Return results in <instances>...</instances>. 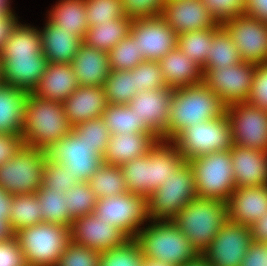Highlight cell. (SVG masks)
I'll list each match as a JSON object with an SVG mask.
<instances>
[{"label":"cell","mask_w":267,"mask_h":266,"mask_svg":"<svg viewBox=\"0 0 267 266\" xmlns=\"http://www.w3.org/2000/svg\"><path fill=\"white\" fill-rule=\"evenodd\" d=\"M226 108L203 82L173 89L165 141L172 142L186 127L225 115Z\"/></svg>","instance_id":"cell-1"},{"label":"cell","mask_w":267,"mask_h":266,"mask_svg":"<svg viewBox=\"0 0 267 266\" xmlns=\"http://www.w3.org/2000/svg\"><path fill=\"white\" fill-rule=\"evenodd\" d=\"M168 143L160 140L148 154L120 166L128 192L150 195L185 161L177 147Z\"/></svg>","instance_id":"cell-2"},{"label":"cell","mask_w":267,"mask_h":266,"mask_svg":"<svg viewBox=\"0 0 267 266\" xmlns=\"http://www.w3.org/2000/svg\"><path fill=\"white\" fill-rule=\"evenodd\" d=\"M62 102L45 100L27 94L21 138L24 145L47 151L54 143L71 133Z\"/></svg>","instance_id":"cell-3"},{"label":"cell","mask_w":267,"mask_h":266,"mask_svg":"<svg viewBox=\"0 0 267 266\" xmlns=\"http://www.w3.org/2000/svg\"><path fill=\"white\" fill-rule=\"evenodd\" d=\"M143 258L182 266L201 254L172 220H154L133 238Z\"/></svg>","instance_id":"cell-4"},{"label":"cell","mask_w":267,"mask_h":266,"mask_svg":"<svg viewBox=\"0 0 267 266\" xmlns=\"http://www.w3.org/2000/svg\"><path fill=\"white\" fill-rule=\"evenodd\" d=\"M227 220V205L217 199L191 200L172 221L201 254Z\"/></svg>","instance_id":"cell-5"},{"label":"cell","mask_w":267,"mask_h":266,"mask_svg":"<svg viewBox=\"0 0 267 266\" xmlns=\"http://www.w3.org/2000/svg\"><path fill=\"white\" fill-rule=\"evenodd\" d=\"M27 266H56L68 243L70 227L39 223L15 232Z\"/></svg>","instance_id":"cell-6"},{"label":"cell","mask_w":267,"mask_h":266,"mask_svg":"<svg viewBox=\"0 0 267 266\" xmlns=\"http://www.w3.org/2000/svg\"><path fill=\"white\" fill-rule=\"evenodd\" d=\"M198 198L227 202L237 188L230 150L216 151L189 160Z\"/></svg>","instance_id":"cell-7"},{"label":"cell","mask_w":267,"mask_h":266,"mask_svg":"<svg viewBox=\"0 0 267 266\" xmlns=\"http://www.w3.org/2000/svg\"><path fill=\"white\" fill-rule=\"evenodd\" d=\"M46 151L23 145L0 165V187L13 195L36 193L43 183Z\"/></svg>","instance_id":"cell-8"},{"label":"cell","mask_w":267,"mask_h":266,"mask_svg":"<svg viewBox=\"0 0 267 266\" xmlns=\"http://www.w3.org/2000/svg\"><path fill=\"white\" fill-rule=\"evenodd\" d=\"M196 197L193 169L189 161H184L162 186L148 195L150 219L172 220Z\"/></svg>","instance_id":"cell-9"},{"label":"cell","mask_w":267,"mask_h":266,"mask_svg":"<svg viewBox=\"0 0 267 266\" xmlns=\"http://www.w3.org/2000/svg\"><path fill=\"white\" fill-rule=\"evenodd\" d=\"M173 143L185 161L211 152L231 150L232 132L227 115L186 127Z\"/></svg>","instance_id":"cell-10"},{"label":"cell","mask_w":267,"mask_h":266,"mask_svg":"<svg viewBox=\"0 0 267 266\" xmlns=\"http://www.w3.org/2000/svg\"><path fill=\"white\" fill-rule=\"evenodd\" d=\"M93 214L97 219L110 222L131 239L142 229L139 226L150 219L148 196L126 192L100 198Z\"/></svg>","instance_id":"cell-11"},{"label":"cell","mask_w":267,"mask_h":266,"mask_svg":"<svg viewBox=\"0 0 267 266\" xmlns=\"http://www.w3.org/2000/svg\"><path fill=\"white\" fill-rule=\"evenodd\" d=\"M256 64L241 61L237 65L211 68L203 75V83L226 105L247 102Z\"/></svg>","instance_id":"cell-12"},{"label":"cell","mask_w":267,"mask_h":266,"mask_svg":"<svg viewBox=\"0 0 267 266\" xmlns=\"http://www.w3.org/2000/svg\"><path fill=\"white\" fill-rule=\"evenodd\" d=\"M47 159L68 167L80 182H88L103 164V157L91 146L80 140L72 130L71 133L54 143L46 151Z\"/></svg>","instance_id":"cell-13"},{"label":"cell","mask_w":267,"mask_h":266,"mask_svg":"<svg viewBox=\"0 0 267 266\" xmlns=\"http://www.w3.org/2000/svg\"><path fill=\"white\" fill-rule=\"evenodd\" d=\"M233 145L267 152V111L247 102L227 106Z\"/></svg>","instance_id":"cell-14"},{"label":"cell","mask_w":267,"mask_h":266,"mask_svg":"<svg viewBox=\"0 0 267 266\" xmlns=\"http://www.w3.org/2000/svg\"><path fill=\"white\" fill-rule=\"evenodd\" d=\"M252 242L249 226L227 219L201 255L211 266H240Z\"/></svg>","instance_id":"cell-15"},{"label":"cell","mask_w":267,"mask_h":266,"mask_svg":"<svg viewBox=\"0 0 267 266\" xmlns=\"http://www.w3.org/2000/svg\"><path fill=\"white\" fill-rule=\"evenodd\" d=\"M232 37L241 60L267 64V23L247 14L237 15L221 24Z\"/></svg>","instance_id":"cell-16"},{"label":"cell","mask_w":267,"mask_h":266,"mask_svg":"<svg viewBox=\"0 0 267 266\" xmlns=\"http://www.w3.org/2000/svg\"><path fill=\"white\" fill-rule=\"evenodd\" d=\"M130 34L145 60L159 61L177 47V33L161 16L134 19Z\"/></svg>","instance_id":"cell-17"},{"label":"cell","mask_w":267,"mask_h":266,"mask_svg":"<svg viewBox=\"0 0 267 266\" xmlns=\"http://www.w3.org/2000/svg\"><path fill=\"white\" fill-rule=\"evenodd\" d=\"M172 95L171 87L144 90L129 102L132 112L159 141H165Z\"/></svg>","instance_id":"cell-18"},{"label":"cell","mask_w":267,"mask_h":266,"mask_svg":"<svg viewBox=\"0 0 267 266\" xmlns=\"http://www.w3.org/2000/svg\"><path fill=\"white\" fill-rule=\"evenodd\" d=\"M70 234L72 242L99 252L121 246L129 239L119 228L97 219L93 213L73 220Z\"/></svg>","instance_id":"cell-19"},{"label":"cell","mask_w":267,"mask_h":266,"mask_svg":"<svg viewBox=\"0 0 267 266\" xmlns=\"http://www.w3.org/2000/svg\"><path fill=\"white\" fill-rule=\"evenodd\" d=\"M160 16L177 35L219 24L202 0H166Z\"/></svg>","instance_id":"cell-20"},{"label":"cell","mask_w":267,"mask_h":266,"mask_svg":"<svg viewBox=\"0 0 267 266\" xmlns=\"http://www.w3.org/2000/svg\"><path fill=\"white\" fill-rule=\"evenodd\" d=\"M2 83L32 93L45 73L48 59L43 52L38 55H13L0 57Z\"/></svg>","instance_id":"cell-21"},{"label":"cell","mask_w":267,"mask_h":266,"mask_svg":"<svg viewBox=\"0 0 267 266\" xmlns=\"http://www.w3.org/2000/svg\"><path fill=\"white\" fill-rule=\"evenodd\" d=\"M227 205V219L251 227L267 214V185L238 187Z\"/></svg>","instance_id":"cell-22"},{"label":"cell","mask_w":267,"mask_h":266,"mask_svg":"<svg viewBox=\"0 0 267 266\" xmlns=\"http://www.w3.org/2000/svg\"><path fill=\"white\" fill-rule=\"evenodd\" d=\"M230 153L237 188L267 185V152L233 145Z\"/></svg>","instance_id":"cell-23"},{"label":"cell","mask_w":267,"mask_h":266,"mask_svg":"<svg viewBox=\"0 0 267 266\" xmlns=\"http://www.w3.org/2000/svg\"><path fill=\"white\" fill-rule=\"evenodd\" d=\"M107 105L104 87L79 86L63 102L67 119L74 127L90 119L102 117Z\"/></svg>","instance_id":"cell-24"},{"label":"cell","mask_w":267,"mask_h":266,"mask_svg":"<svg viewBox=\"0 0 267 266\" xmlns=\"http://www.w3.org/2000/svg\"><path fill=\"white\" fill-rule=\"evenodd\" d=\"M158 142L159 140L152 133L111 135L103 156V163L121 166L148 154Z\"/></svg>","instance_id":"cell-25"},{"label":"cell","mask_w":267,"mask_h":266,"mask_svg":"<svg viewBox=\"0 0 267 266\" xmlns=\"http://www.w3.org/2000/svg\"><path fill=\"white\" fill-rule=\"evenodd\" d=\"M78 87L79 82L71 64L48 63L32 94L45 100L63 103Z\"/></svg>","instance_id":"cell-26"},{"label":"cell","mask_w":267,"mask_h":266,"mask_svg":"<svg viewBox=\"0 0 267 266\" xmlns=\"http://www.w3.org/2000/svg\"><path fill=\"white\" fill-rule=\"evenodd\" d=\"M79 86L103 87L111 70L106 51L92 48L85 43L71 62Z\"/></svg>","instance_id":"cell-27"},{"label":"cell","mask_w":267,"mask_h":266,"mask_svg":"<svg viewBox=\"0 0 267 266\" xmlns=\"http://www.w3.org/2000/svg\"><path fill=\"white\" fill-rule=\"evenodd\" d=\"M158 62L167 87L177 89L203 82L202 68L184 55L178 46Z\"/></svg>","instance_id":"cell-28"},{"label":"cell","mask_w":267,"mask_h":266,"mask_svg":"<svg viewBox=\"0 0 267 266\" xmlns=\"http://www.w3.org/2000/svg\"><path fill=\"white\" fill-rule=\"evenodd\" d=\"M40 33L42 52L49 63L71 64L83 43L77 35L64 30L62 26H56L50 20Z\"/></svg>","instance_id":"cell-29"},{"label":"cell","mask_w":267,"mask_h":266,"mask_svg":"<svg viewBox=\"0 0 267 266\" xmlns=\"http://www.w3.org/2000/svg\"><path fill=\"white\" fill-rule=\"evenodd\" d=\"M27 92L0 83V133L21 134Z\"/></svg>","instance_id":"cell-30"},{"label":"cell","mask_w":267,"mask_h":266,"mask_svg":"<svg viewBox=\"0 0 267 266\" xmlns=\"http://www.w3.org/2000/svg\"><path fill=\"white\" fill-rule=\"evenodd\" d=\"M132 22L133 19L125 15L120 19L107 20L103 24L89 27L83 43L92 48L109 52L130 34Z\"/></svg>","instance_id":"cell-31"},{"label":"cell","mask_w":267,"mask_h":266,"mask_svg":"<svg viewBox=\"0 0 267 266\" xmlns=\"http://www.w3.org/2000/svg\"><path fill=\"white\" fill-rule=\"evenodd\" d=\"M50 12L48 18L52 23L84 40L89 28L84 0H61Z\"/></svg>","instance_id":"cell-32"},{"label":"cell","mask_w":267,"mask_h":266,"mask_svg":"<svg viewBox=\"0 0 267 266\" xmlns=\"http://www.w3.org/2000/svg\"><path fill=\"white\" fill-rule=\"evenodd\" d=\"M239 51L230 34L221 25L214 33L212 46L207 54V62L202 71L203 75L211 68H224L241 62Z\"/></svg>","instance_id":"cell-33"},{"label":"cell","mask_w":267,"mask_h":266,"mask_svg":"<svg viewBox=\"0 0 267 266\" xmlns=\"http://www.w3.org/2000/svg\"><path fill=\"white\" fill-rule=\"evenodd\" d=\"M17 24L0 52V57L13 55H38L42 52V36L39 30Z\"/></svg>","instance_id":"cell-34"},{"label":"cell","mask_w":267,"mask_h":266,"mask_svg":"<svg viewBox=\"0 0 267 266\" xmlns=\"http://www.w3.org/2000/svg\"><path fill=\"white\" fill-rule=\"evenodd\" d=\"M111 135L125 133H151L141 122L129 104H109L102 114Z\"/></svg>","instance_id":"cell-35"},{"label":"cell","mask_w":267,"mask_h":266,"mask_svg":"<svg viewBox=\"0 0 267 266\" xmlns=\"http://www.w3.org/2000/svg\"><path fill=\"white\" fill-rule=\"evenodd\" d=\"M88 183L98 199L128 192L124 175L118 165L103 163Z\"/></svg>","instance_id":"cell-36"},{"label":"cell","mask_w":267,"mask_h":266,"mask_svg":"<svg viewBox=\"0 0 267 266\" xmlns=\"http://www.w3.org/2000/svg\"><path fill=\"white\" fill-rule=\"evenodd\" d=\"M9 223L15 232L42 223L41 209L36 193L13 195Z\"/></svg>","instance_id":"cell-37"},{"label":"cell","mask_w":267,"mask_h":266,"mask_svg":"<svg viewBox=\"0 0 267 266\" xmlns=\"http://www.w3.org/2000/svg\"><path fill=\"white\" fill-rule=\"evenodd\" d=\"M221 26L213 29L190 31L178 35L177 46L182 53L197 63L202 69L207 62V54L212 46L213 33Z\"/></svg>","instance_id":"cell-38"},{"label":"cell","mask_w":267,"mask_h":266,"mask_svg":"<svg viewBox=\"0 0 267 266\" xmlns=\"http://www.w3.org/2000/svg\"><path fill=\"white\" fill-rule=\"evenodd\" d=\"M36 194L41 209L42 223L72 226L68 209H66V197L64 193L56 192L42 184Z\"/></svg>","instance_id":"cell-39"},{"label":"cell","mask_w":267,"mask_h":266,"mask_svg":"<svg viewBox=\"0 0 267 266\" xmlns=\"http://www.w3.org/2000/svg\"><path fill=\"white\" fill-rule=\"evenodd\" d=\"M103 87L109 104H129L138 94L130 70H110Z\"/></svg>","instance_id":"cell-40"},{"label":"cell","mask_w":267,"mask_h":266,"mask_svg":"<svg viewBox=\"0 0 267 266\" xmlns=\"http://www.w3.org/2000/svg\"><path fill=\"white\" fill-rule=\"evenodd\" d=\"M64 196L69 219L72 222L76 218L93 213L98 200L88 182H79L72 189L67 190Z\"/></svg>","instance_id":"cell-41"},{"label":"cell","mask_w":267,"mask_h":266,"mask_svg":"<svg viewBox=\"0 0 267 266\" xmlns=\"http://www.w3.org/2000/svg\"><path fill=\"white\" fill-rule=\"evenodd\" d=\"M108 55L111 70H131L145 60L131 34L112 48Z\"/></svg>","instance_id":"cell-42"},{"label":"cell","mask_w":267,"mask_h":266,"mask_svg":"<svg viewBox=\"0 0 267 266\" xmlns=\"http://www.w3.org/2000/svg\"><path fill=\"white\" fill-rule=\"evenodd\" d=\"M73 131L80 137V140L95 148L102 157L104 156L111 134L102 117L82 122L74 126Z\"/></svg>","instance_id":"cell-43"},{"label":"cell","mask_w":267,"mask_h":266,"mask_svg":"<svg viewBox=\"0 0 267 266\" xmlns=\"http://www.w3.org/2000/svg\"><path fill=\"white\" fill-rule=\"evenodd\" d=\"M142 261L140 248L131 238L121 246L101 252L99 266H142Z\"/></svg>","instance_id":"cell-44"},{"label":"cell","mask_w":267,"mask_h":266,"mask_svg":"<svg viewBox=\"0 0 267 266\" xmlns=\"http://www.w3.org/2000/svg\"><path fill=\"white\" fill-rule=\"evenodd\" d=\"M84 2L89 27L125 16L122 0H84Z\"/></svg>","instance_id":"cell-45"},{"label":"cell","mask_w":267,"mask_h":266,"mask_svg":"<svg viewBox=\"0 0 267 266\" xmlns=\"http://www.w3.org/2000/svg\"><path fill=\"white\" fill-rule=\"evenodd\" d=\"M130 71L138 93L167 87L158 61L144 60Z\"/></svg>","instance_id":"cell-46"},{"label":"cell","mask_w":267,"mask_h":266,"mask_svg":"<svg viewBox=\"0 0 267 266\" xmlns=\"http://www.w3.org/2000/svg\"><path fill=\"white\" fill-rule=\"evenodd\" d=\"M79 182L73 174H70L68 167L53 160L46 159L42 183L45 187L56 192L65 193Z\"/></svg>","instance_id":"cell-47"},{"label":"cell","mask_w":267,"mask_h":266,"mask_svg":"<svg viewBox=\"0 0 267 266\" xmlns=\"http://www.w3.org/2000/svg\"><path fill=\"white\" fill-rule=\"evenodd\" d=\"M101 252L70 241L56 266H99Z\"/></svg>","instance_id":"cell-48"},{"label":"cell","mask_w":267,"mask_h":266,"mask_svg":"<svg viewBox=\"0 0 267 266\" xmlns=\"http://www.w3.org/2000/svg\"><path fill=\"white\" fill-rule=\"evenodd\" d=\"M128 18L141 19L160 16L166 0H122Z\"/></svg>","instance_id":"cell-49"},{"label":"cell","mask_w":267,"mask_h":266,"mask_svg":"<svg viewBox=\"0 0 267 266\" xmlns=\"http://www.w3.org/2000/svg\"><path fill=\"white\" fill-rule=\"evenodd\" d=\"M211 15L222 24L225 20L244 14L246 0H202Z\"/></svg>","instance_id":"cell-50"},{"label":"cell","mask_w":267,"mask_h":266,"mask_svg":"<svg viewBox=\"0 0 267 266\" xmlns=\"http://www.w3.org/2000/svg\"><path fill=\"white\" fill-rule=\"evenodd\" d=\"M247 103L267 111V64L256 65Z\"/></svg>","instance_id":"cell-51"},{"label":"cell","mask_w":267,"mask_h":266,"mask_svg":"<svg viewBox=\"0 0 267 266\" xmlns=\"http://www.w3.org/2000/svg\"><path fill=\"white\" fill-rule=\"evenodd\" d=\"M0 266H27L15 237L0 242Z\"/></svg>","instance_id":"cell-52"},{"label":"cell","mask_w":267,"mask_h":266,"mask_svg":"<svg viewBox=\"0 0 267 266\" xmlns=\"http://www.w3.org/2000/svg\"><path fill=\"white\" fill-rule=\"evenodd\" d=\"M23 145L20 134L0 133V165L11 159Z\"/></svg>","instance_id":"cell-53"},{"label":"cell","mask_w":267,"mask_h":266,"mask_svg":"<svg viewBox=\"0 0 267 266\" xmlns=\"http://www.w3.org/2000/svg\"><path fill=\"white\" fill-rule=\"evenodd\" d=\"M240 266H267V243L253 241Z\"/></svg>","instance_id":"cell-54"},{"label":"cell","mask_w":267,"mask_h":266,"mask_svg":"<svg viewBox=\"0 0 267 266\" xmlns=\"http://www.w3.org/2000/svg\"><path fill=\"white\" fill-rule=\"evenodd\" d=\"M244 14L267 23V0H246Z\"/></svg>","instance_id":"cell-55"},{"label":"cell","mask_w":267,"mask_h":266,"mask_svg":"<svg viewBox=\"0 0 267 266\" xmlns=\"http://www.w3.org/2000/svg\"><path fill=\"white\" fill-rule=\"evenodd\" d=\"M17 24L18 20L13 12L0 14V52Z\"/></svg>","instance_id":"cell-56"},{"label":"cell","mask_w":267,"mask_h":266,"mask_svg":"<svg viewBox=\"0 0 267 266\" xmlns=\"http://www.w3.org/2000/svg\"><path fill=\"white\" fill-rule=\"evenodd\" d=\"M250 228L253 241L267 243V214L257 220Z\"/></svg>","instance_id":"cell-57"},{"label":"cell","mask_w":267,"mask_h":266,"mask_svg":"<svg viewBox=\"0 0 267 266\" xmlns=\"http://www.w3.org/2000/svg\"><path fill=\"white\" fill-rule=\"evenodd\" d=\"M13 194L0 187V217L10 219V208Z\"/></svg>","instance_id":"cell-58"},{"label":"cell","mask_w":267,"mask_h":266,"mask_svg":"<svg viewBox=\"0 0 267 266\" xmlns=\"http://www.w3.org/2000/svg\"><path fill=\"white\" fill-rule=\"evenodd\" d=\"M14 234L9 220L6 217H0V242L13 238Z\"/></svg>","instance_id":"cell-59"},{"label":"cell","mask_w":267,"mask_h":266,"mask_svg":"<svg viewBox=\"0 0 267 266\" xmlns=\"http://www.w3.org/2000/svg\"><path fill=\"white\" fill-rule=\"evenodd\" d=\"M182 266H211V265L202 255H200L196 260L185 263Z\"/></svg>","instance_id":"cell-60"},{"label":"cell","mask_w":267,"mask_h":266,"mask_svg":"<svg viewBox=\"0 0 267 266\" xmlns=\"http://www.w3.org/2000/svg\"><path fill=\"white\" fill-rule=\"evenodd\" d=\"M142 266H174V265L162 263V262L156 261V260H149V259L143 258Z\"/></svg>","instance_id":"cell-61"},{"label":"cell","mask_w":267,"mask_h":266,"mask_svg":"<svg viewBox=\"0 0 267 266\" xmlns=\"http://www.w3.org/2000/svg\"><path fill=\"white\" fill-rule=\"evenodd\" d=\"M9 6L10 5L8 0H0V14L12 12Z\"/></svg>","instance_id":"cell-62"},{"label":"cell","mask_w":267,"mask_h":266,"mask_svg":"<svg viewBox=\"0 0 267 266\" xmlns=\"http://www.w3.org/2000/svg\"><path fill=\"white\" fill-rule=\"evenodd\" d=\"M0 83H2L1 59H0Z\"/></svg>","instance_id":"cell-63"}]
</instances>
